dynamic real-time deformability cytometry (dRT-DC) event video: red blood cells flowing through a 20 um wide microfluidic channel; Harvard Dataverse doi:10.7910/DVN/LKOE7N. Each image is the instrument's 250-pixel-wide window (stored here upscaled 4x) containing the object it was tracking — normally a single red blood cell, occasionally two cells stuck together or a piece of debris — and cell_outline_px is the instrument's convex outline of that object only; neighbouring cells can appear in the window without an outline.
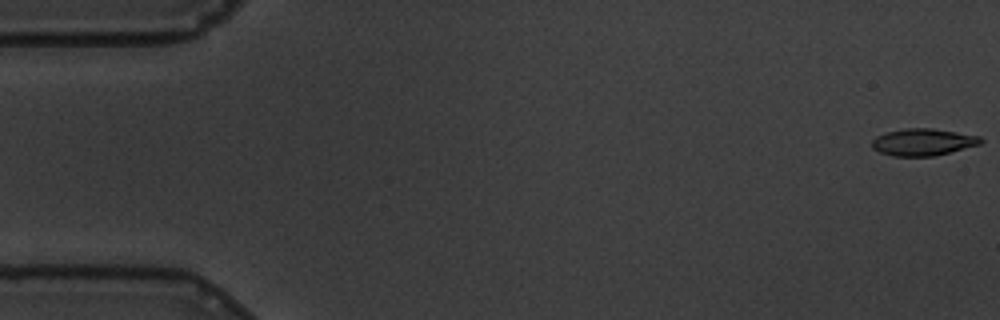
{"species": "common noctule bat (a hibernating species)", "species_latin": "Nyctalus noctula", "temperature_condition": "warm", "stored_images_in_passage": 18, "camera_frame_rate_fps": 3000, "um_per_image_px": 0.085, "animal": {"sex": "male", "body_mass_g": 19.5, "forearm_length_mm": 54.6}, "frame": {"image": 1, "passage_image": 1, "time_ms": 0.0, "image_size_px": [1000, 320], "cell_outline_px": [[984, 140], [980, 144], [936, 156], [892, 156], [880, 152], [872, 148], [872, 140], [876, 136], [888, 132], [904, 128], [932, 128], [980, 136]], "centroid_in_image_um": [78.46, 12.08], "position_along_channel_um": 6.5, "area_um2": 17.11}}
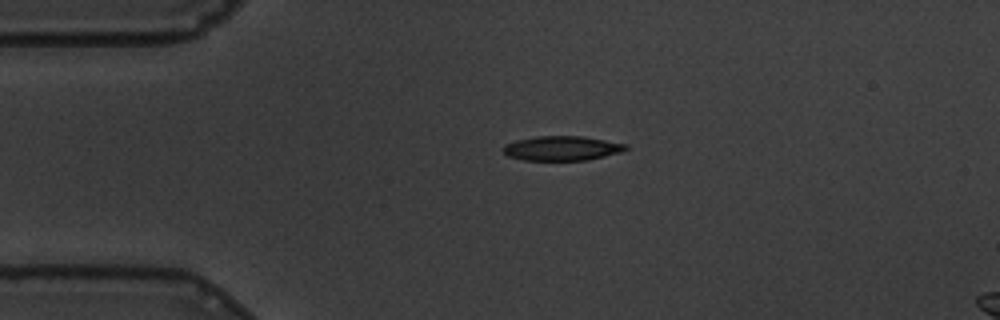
{"frame": {"image": 2, "passage_image": 13, "time_ms": 4.0, "image_size_px": [1000, 320], "cell_outline_px": [[628, 148], [620, 152], [588, 160], [524, 160], [508, 156], [504, 152], [504, 148], [508, 144], [516, 140], [536, 136], [580, 136], [628, 144]], "centroid_in_image_um": [47.78, 12.6], "position_along_channel_um": 37.2, "area_um2": 17.28}}